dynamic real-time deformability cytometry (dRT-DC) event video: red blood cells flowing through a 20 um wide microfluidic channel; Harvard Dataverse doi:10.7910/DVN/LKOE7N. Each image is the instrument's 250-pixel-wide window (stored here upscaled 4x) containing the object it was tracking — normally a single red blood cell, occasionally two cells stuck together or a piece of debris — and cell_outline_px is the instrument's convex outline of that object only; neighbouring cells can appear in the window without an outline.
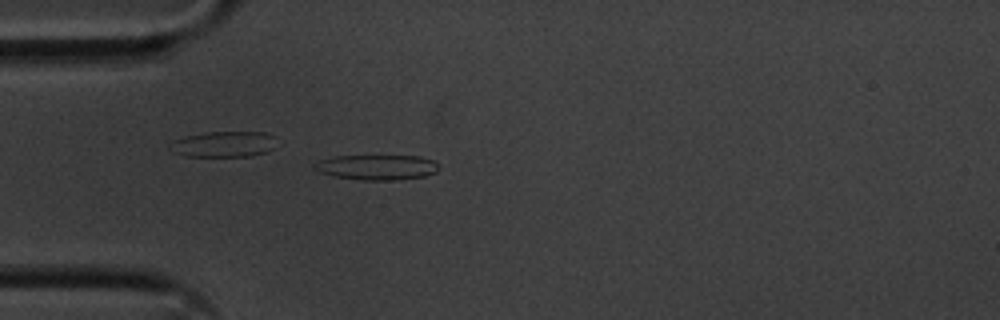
{"species": "common noctule bat (a hibernating species)", "species_latin": "Nyctalus noctula", "temperature_condition": "cold", "stored_images_in_passage": 54, "camera_frame_rate_fps": 3000, "um_per_image_px": 0.085, "animal": {"sex": "male", "body_mass_g": 20.1, "forearm_length_mm": 53.5}, "frame": {"image": 1, "passage_image": 15, "time_ms": 4.667, "image_size_px": [1000, 320], "cell_outline_px": [[440, 168], [436, 172], [424, 176], [396, 180], [364, 180], [332, 176], [316, 172], [312, 168], [312, 164], [316, 160], [336, 156], [420, 156], [432, 160], [440, 164]], "centroid_in_image_um": [31.98, 14.21], "position_along_channel_um": 53.0, "area_um2": 18.55}}
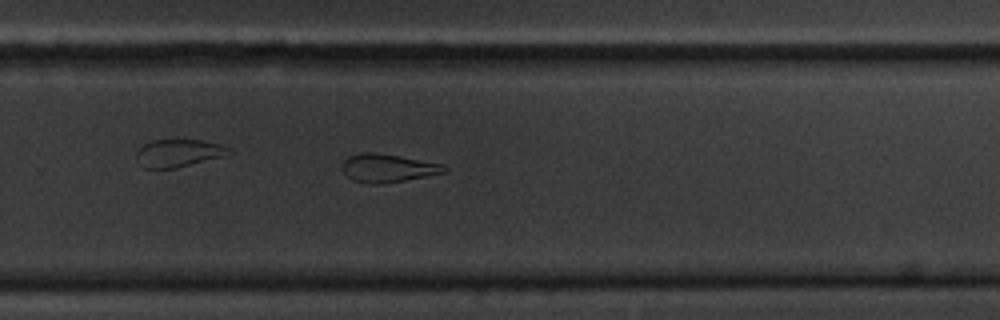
{"frame": {"image": 2, "passage_image": 36, "time_ms": 11.667, "image_size_px": [1000, 320], "cell_outline_px": [[448, 172], [404, 180], [376, 184], [372, 184], [352, 180], [340, 168], [344, 160], [348, 156], [364, 152], [372, 152], [396, 156], [440, 164], [448, 168]], "centroid_in_image_um": [32.91, 14.29], "position_along_channel_um": 296.9, "area_um2": 16.42}}
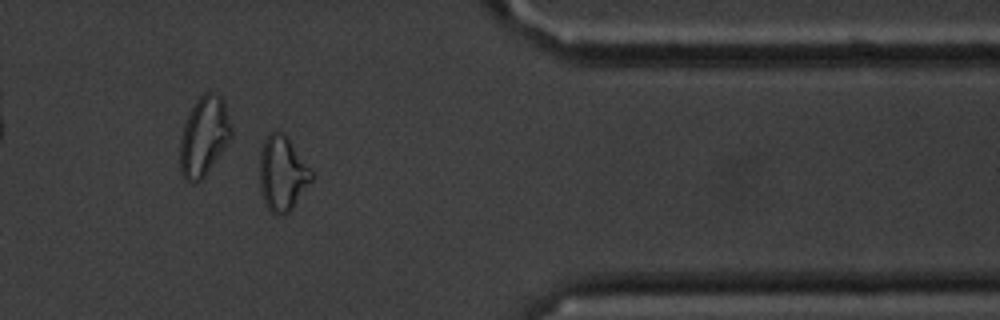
{"frame": {"image": 3, "passage_image": 45, "time_ms": 14.667, "image_size_px": [1000, 320], "cell_outline_px": [[312, 180], [292, 208], [284, 216], [276, 216], [264, 204], [260, 188], [260, 148], [264, 140], [272, 132], [280, 132], [288, 140], [312, 172]], "centroid_in_image_um": [23.96, 14.82], "position_along_channel_um": 387.4, "area_um2": 22.08}, "authors_computed_cell_mechanics": {"area_um2": 18.2648, "velocity_mm_per_s": 3.5789, "shape_relaxation_time_tau1_ms": 7.0714, "shape_relaxation_time_tau2_ms": null, "deformation_change_tau1": 0.1662, "deformation_change_tau2": null}}